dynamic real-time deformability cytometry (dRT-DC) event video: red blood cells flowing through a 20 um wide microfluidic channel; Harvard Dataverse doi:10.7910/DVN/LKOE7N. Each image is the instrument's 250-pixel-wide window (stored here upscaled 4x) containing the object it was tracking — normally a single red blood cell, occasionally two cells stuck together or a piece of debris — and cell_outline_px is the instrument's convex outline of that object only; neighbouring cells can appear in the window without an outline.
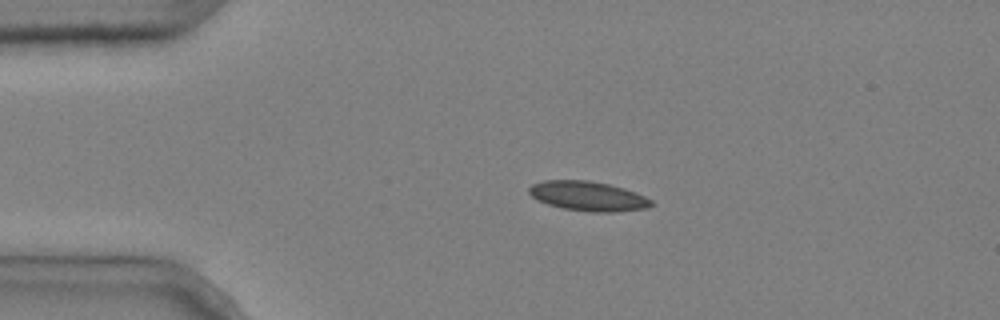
{"species": "common noctule bat (a hibernating species)", "species_latin": "Nyctalus noctula", "temperature_condition": "cold", "stored_images_in_passage": 4, "camera_frame_rate_fps": 3000, "um_per_image_px": 0.085, "animal": {"sex": "male", "body_mass_g": 20.4}, "frame": {"image": 1, "passage_image": 3, "time_ms": 0.667, "image_size_px": [1000, 320], "cell_outline_px": [[656, 204], [648, 208], [616, 212], [592, 212], [564, 208], [548, 204], [532, 196], [528, 192], [528, 188], [532, 184], [544, 180], [588, 180], [608, 184], [624, 188], [636, 192], [652, 200]], "centroid_in_image_um": [50.03, 16.67], "position_along_channel_um": 35.0, "area_um2": 21.1}}